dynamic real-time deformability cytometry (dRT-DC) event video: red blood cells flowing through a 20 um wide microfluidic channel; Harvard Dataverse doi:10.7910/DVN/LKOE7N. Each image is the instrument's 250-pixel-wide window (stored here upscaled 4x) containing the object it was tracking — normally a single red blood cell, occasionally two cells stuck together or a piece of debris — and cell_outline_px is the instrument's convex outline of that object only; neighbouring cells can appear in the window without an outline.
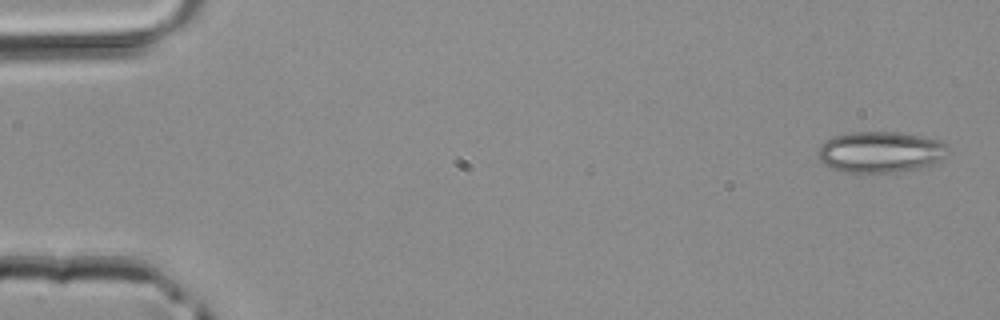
{"species": "common noctule bat (a hibernating species)", "species_latin": "Nyctalus noctula", "temperature_condition": "room temperature", "stored_images_in_passage": 5, "camera_frame_rate_fps": 3000, "um_per_image_px": 0.085, "animal": {"sex": "male", "body_mass_g": 20.4}, "frame": {"image": 1, "passage_image": 1, "time_ms": 0.0, "image_size_px": [1000, 320], "cell_outline_px": [[944, 144], [940, 160], [932, 164], [920, 168], [896, 172], [840, 172], [824, 164], [820, 160], [816, 152], [820, 144], [824, 140], [832, 136], [852, 132], [896, 132], [920, 136], [936, 140]], "centroid_in_image_um": [74.69, 12.92], "position_along_channel_um": 10.3, "area_um2": 30.75}}
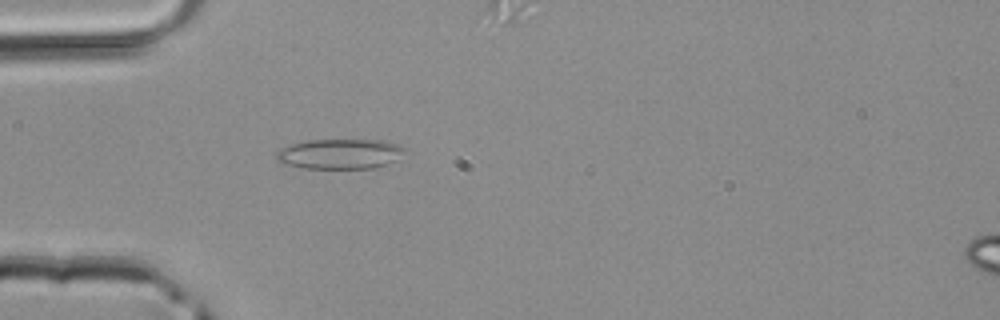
{"frame": {"image": 2, "passage_image": 4, "time_ms": 1.0, "image_size_px": [1000, 320], "cell_outline_px": [[408, 148], [396, 160], [388, 164], [372, 168], [304, 168], [284, 164], [276, 160], [276, 152], [292, 144], [308, 140], [384, 140], [400, 144]], "centroid_in_image_um": [28.95, 13.08], "position_along_channel_um": 56.1, "area_um2": 22.54}}